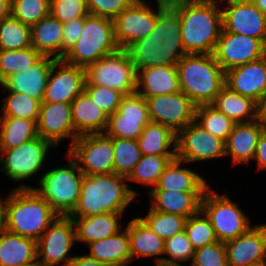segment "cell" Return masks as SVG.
Wrapping results in <instances>:
<instances>
[{
	"instance_id": "obj_1",
	"label": "cell",
	"mask_w": 266,
	"mask_h": 266,
	"mask_svg": "<svg viewBox=\"0 0 266 266\" xmlns=\"http://www.w3.org/2000/svg\"><path fill=\"white\" fill-rule=\"evenodd\" d=\"M135 70L154 66H176L186 55L179 11L169 2L159 13L154 29L126 49Z\"/></svg>"
},
{
	"instance_id": "obj_2",
	"label": "cell",
	"mask_w": 266,
	"mask_h": 266,
	"mask_svg": "<svg viewBox=\"0 0 266 266\" xmlns=\"http://www.w3.org/2000/svg\"><path fill=\"white\" fill-rule=\"evenodd\" d=\"M179 11L181 36L186 54H213L222 26L218 2L169 0Z\"/></svg>"
},
{
	"instance_id": "obj_3",
	"label": "cell",
	"mask_w": 266,
	"mask_h": 266,
	"mask_svg": "<svg viewBox=\"0 0 266 266\" xmlns=\"http://www.w3.org/2000/svg\"><path fill=\"white\" fill-rule=\"evenodd\" d=\"M127 177L115 173L84 175L80 197L68 216H92L106 212L123 213L138 195L126 184Z\"/></svg>"
},
{
	"instance_id": "obj_4",
	"label": "cell",
	"mask_w": 266,
	"mask_h": 266,
	"mask_svg": "<svg viewBox=\"0 0 266 266\" xmlns=\"http://www.w3.org/2000/svg\"><path fill=\"white\" fill-rule=\"evenodd\" d=\"M59 216L35 190L21 185L6 198V231L38 240Z\"/></svg>"
},
{
	"instance_id": "obj_5",
	"label": "cell",
	"mask_w": 266,
	"mask_h": 266,
	"mask_svg": "<svg viewBox=\"0 0 266 266\" xmlns=\"http://www.w3.org/2000/svg\"><path fill=\"white\" fill-rule=\"evenodd\" d=\"M176 68L181 92L196 106L212 104L225 86V71L213 54H186Z\"/></svg>"
},
{
	"instance_id": "obj_6",
	"label": "cell",
	"mask_w": 266,
	"mask_h": 266,
	"mask_svg": "<svg viewBox=\"0 0 266 266\" xmlns=\"http://www.w3.org/2000/svg\"><path fill=\"white\" fill-rule=\"evenodd\" d=\"M119 49L115 40L113 19L87 14L79 39L64 54L62 60L86 68Z\"/></svg>"
},
{
	"instance_id": "obj_7",
	"label": "cell",
	"mask_w": 266,
	"mask_h": 266,
	"mask_svg": "<svg viewBox=\"0 0 266 266\" xmlns=\"http://www.w3.org/2000/svg\"><path fill=\"white\" fill-rule=\"evenodd\" d=\"M67 167H56L43 173L34 190L45 199L59 216H68L80 197L84 174L76 162L67 154Z\"/></svg>"
},
{
	"instance_id": "obj_8",
	"label": "cell",
	"mask_w": 266,
	"mask_h": 266,
	"mask_svg": "<svg viewBox=\"0 0 266 266\" xmlns=\"http://www.w3.org/2000/svg\"><path fill=\"white\" fill-rule=\"evenodd\" d=\"M201 210L210 220L218 241L226 243L247 232L249 217L237 203L208 187L201 199Z\"/></svg>"
},
{
	"instance_id": "obj_9",
	"label": "cell",
	"mask_w": 266,
	"mask_h": 266,
	"mask_svg": "<svg viewBox=\"0 0 266 266\" xmlns=\"http://www.w3.org/2000/svg\"><path fill=\"white\" fill-rule=\"evenodd\" d=\"M85 85L116 89L124 95L136 92V76L132 59L124 49L104 56L85 68Z\"/></svg>"
},
{
	"instance_id": "obj_10",
	"label": "cell",
	"mask_w": 266,
	"mask_h": 266,
	"mask_svg": "<svg viewBox=\"0 0 266 266\" xmlns=\"http://www.w3.org/2000/svg\"><path fill=\"white\" fill-rule=\"evenodd\" d=\"M69 147L67 154L76 162L84 175L113 173L112 137L105 133L79 135Z\"/></svg>"
},
{
	"instance_id": "obj_11",
	"label": "cell",
	"mask_w": 266,
	"mask_h": 266,
	"mask_svg": "<svg viewBox=\"0 0 266 266\" xmlns=\"http://www.w3.org/2000/svg\"><path fill=\"white\" fill-rule=\"evenodd\" d=\"M156 1L157 11L143 0H134L113 19L115 40L120 49L125 50L154 29L158 13L169 3V0Z\"/></svg>"
},
{
	"instance_id": "obj_12",
	"label": "cell",
	"mask_w": 266,
	"mask_h": 266,
	"mask_svg": "<svg viewBox=\"0 0 266 266\" xmlns=\"http://www.w3.org/2000/svg\"><path fill=\"white\" fill-rule=\"evenodd\" d=\"M50 147L54 146L38 136L18 147L0 150V171L15 182L28 179L41 170Z\"/></svg>"
},
{
	"instance_id": "obj_13",
	"label": "cell",
	"mask_w": 266,
	"mask_h": 266,
	"mask_svg": "<svg viewBox=\"0 0 266 266\" xmlns=\"http://www.w3.org/2000/svg\"><path fill=\"white\" fill-rule=\"evenodd\" d=\"M76 241L74 223L69 216H57L37 240V260L44 266L62 262L67 266L74 256L69 252Z\"/></svg>"
},
{
	"instance_id": "obj_14",
	"label": "cell",
	"mask_w": 266,
	"mask_h": 266,
	"mask_svg": "<svg viewBox=\"0 0 266 266\" xmlns=\"http://www.w3.org/2000/svg\"><path fill=\"white\" fill-rule=\"evenodd\" d=\"M225 156V142L195 120L177 133L176 158L185 162L206 161Z\"/></svg>"
},
{
	"instance_id": "obj_15",
	"label": "cell",
	"mask_w": 266,
	"mask_h": 266,
	"mask_svg": "<svg viewBox=\"0 0 266 266\" xmlns=\"http://www.w3.org/2000/svg\"><path fill=\"white\" fill-rule=\"evenodd\" d=\"M150 121L146 99L134 92L124 95L118 110L108 116L104 133L112 138L138 139Z\"/></svg>"
},
{
	"instance_id": "obj_16",
	"label": "cell",
	"mask_w": 266,
	"mask_h": 266,
	"mask_svg": "<svg viewBox=\"0 0 266 266\" xmlns=\"http://www.w3.org/2000/svg\"><path fill=\"white\" fill-rule=\"evenodd\" d=\"M213 55L226 72L263 58L266 55V45L260 39L228 33L222 29Z\"/></svg>"
},
{
	"instance_id": "obj_17",
	"label": "cell",
	"mask_w": 266,
	"mask_h": 266,
	"mask_svg": "<svg viewBox=\"0 0 266 266\" xmlns=\"http://www.w3.org/2000/svg\"><path fill=\"white\" fill-rule=\"evenodd\" d=\"M222 26L228 33L260 39L266 45V15L251 0H225Z\"/></svg>"
},
{
	"instance_id": "obj_18",
	"label": "cell",
	"mask_w": 266,
	"mask_h": 266,
	"mask_svg": "<svg viewBox=\"0 0 266 266\" xmlns=\"http://www.w3.org/2000/svg\"><path fill=\"white\" fill-rule=\"evenodd\" d=\"M152 122L170 127L176 134L195 120L196 105L183 93L146 98Z\"/></svg>"
},
{
	"instance_id": "obj_19",
	"label": "cell",
	"mask_w": 266,
	"mask_h": 266,
	"mask_svg": "<svg viewBox=\"0 0 266 266\" xmlns=\"http://www.w3.org/2000/svg\"><path fill=\"white\" fill-rule=\"evenodd\" d=\"M58 67L60 68L55 72ZM85 83V68L68 64L62 59L55 60L48 76L42 102L70 104L84 91Z\"/></svg>"
},
{
	"instance_id": "obj_20",
	"label": "cell",
	"mask_w": 266,
	"mask_h": 266,
	"mask_svg": "<svg viewBox=\"0 0 266 266\" xmlns=\"http://www.w3.org/2000/svg\"><path fill=\"white\" fill-rule=\"evenodd\" d=\"M37 134L48 140L53 146H57L59 142L69 137L73 144L79 135L73 128L71 105L41 102Z\"/></svg>"
},
{
	"instance_id": "obj_21",
	"label": "cell",
	"mask_w": 266,
	"mask_h": 266,
	"mask_svg": "<svg viewBox=\"0 0 266 266\" xmlns=\"http://www.w3.org/2000/svg\"><path fill=\"white\" fill-rule=\"evenodd\" d=\"M225 244L229 266H250L266 261V224L252 226Z\"/></svg>"
},
{
	"instance_id": "obj_22",
	"label": "cell",
	"mask_w": 266,
	"mask_h": 266,
	"mask_svg": "<svg viewBox=\"0 0 266 266\" xmlns=\"http://www.w3.org/2000/svg\"><path fill=\"white\" fill-rule=\"evenodd\" d=\"M225 85L231 91L257 102L266 93V55L226 71Z\"/></svg>"
},
{
	"instance_id": "obj_23",
	"label": "cell",
	"mask_w": 266,
	"mask_h": 266,
	"mask_svg": "<svg viewBox=\"0 0 266 266\" xmlns=\"http://www.w3.org/2000/svg\"><path fill=\"white\" fill-rule=\"evenodd\" d=\"M55 60L54 58L43 56L30 68L8 76L1 83V86L7 91L25 94L42 102L48 76Z\"/></svg>"
},
{
	"instance_id": "obj_24",
	"label": "cell",
	"mask_w": 266,
	"mask_h": 266,
	"mask_svg": "<svg viewBox=\"0 0 266 266\" xmlns=\"http://www.w3.org/2000/svg\"><path fill=\"white\" fill-rule=\"evenodd\" d=\"M136 72V92L145 99L181 92L176 66H154Z\"/></svg>"
},
{
	"instance_id": "obj_25",
	"label": "cell",
	"mask_w": 266,
	"mask_h": 266,
	"mask_svg": "<svg viewBox=\"0 0 266 266\" xmlns=\"http://www.w3.org/2000/svg\"><path fill=\"white\" fill-rule=\"evenodd\" d=\"M264 129L257 120L234 124L225 141V156L232 157L233 165L247 164L254 159L258 140Z\"/></svg>"
},
{
	"instance_id": "obj_26",
	"label": "cell",
	"mask_w": 266,
	"mask_h": 266,
	"mask_svg": "<svg viewBox=\"0 0 266 266\" xmlns=\"http://www.w3.org/2000/svg\"><path fill=\"white\" fill-rule=\"evenodd\" d=\"M122 214L106 212L92 216H69L75 226L76 241L87 245L116 234L122 229L118 222Z\"/></svg>"
},
{
	"instance_id": "obj_27",
	"label": "cell",
	"mask_w": 266,
	"mask_h": 266,
	"mask_svg": "<svg viewBox=\"0 0 266 266\" xmlns=\"http://www.w3.org/2000/svg\"><path fill=\"white\" fill-rule=\"evenodd\" d=\"M148 193L152 198V210L181 215L186 218L196 214L201 209V199L204 195V192L164 190H149Z\"/></svg>"
},
{
	"instance_id": "obj_28",
	"label": "cell",
	"mask_w": 266,
	"mask_h": 266,
	"mask_svg": "<svg viewBox=\"0 0 266 266\" xmlns=\"http://www.w3.org/2000/svg\"><path fill=\"white\" fill-rule=\"evenodd\" d=\"M73 128L78 135L104 133L108 115L83 91L71 103Z\"/></svg>"
},
{
	"instance_id": "obj_29",
	"label": "cell",
	"mask_w": 266,
	"mask_h": 266,
	"mask_svg": "<svg viewBox=\"0 0 266 266\" xmlns=\"http://www.w3.org/2000/svg\"><path fill=\"white\" fill-rule=\"evenodd\" d=\"M31 45L42 56L62 59L63 23L51 14L31 27Z\"/></svg>"
},
{
	"instance_id": "obj_30",
	"label": "cell",
	"mask_w": 266,
	"mask_h": 266,
	"mask_svg": "<svg viewBox=\"0 0 266 266\" xmlns=\"http://www.w3.org/2000/svg\"><path fill=\"white\" fill-rule=\"evenodd\" d=\"M185 162L175 158L160 176L158 184L150 190L205 192L209 187L206 180L189 168H182Z\"/></svg>"
},
{
	"instance_id": "obj_31",
	"label": "cell",
	"mask_w": 266,
	"mask_h": 266,
	"mask_svg": "<svg viewBox=\"0 0 266 266\" xmlns=\"http://www.w3.org/2000/svg\"><path fill=\"white\" fill-rule=\"evenodd\" d=\"M128 232L131 258L135 256L155 258L156 266H159L164 254L165 241L153 232L139 217L130 220L126 226Z\"/></svg>"
},
{
	"instance_id": "obj_32",
	"label": "cell",
	"mask_w": 266,
	"mask_h": 266,
	"mask_svg": "<svg viewBox=\"0 0 266 266\" xmlns=\"http://www.w3.org/2000/svg\"><path fill=\"white\" fill-rule=\"evenodd\" d=\"M122 231L87 244L90 253L86 255L113 266H128L132 261L129 237L126 228Z\"/></svg>"
},
{
	"instance_id": "obj_33",
	"label": "cell",
	"mask_w": 266,
	"mask_h": 266,
	"mask_svg": "<svg viewBox=\"0 0 266 266\" xmlns=\"http://www.w3.org/2000/svg\"><path fill=\"white\" fill-rule=\"evenodd\" d=\"M36 260V240L8 231L0 233V266H26Z\"/></svg>"
},
{
	"instance_id": "obj_34",
	"label": "cell",
	"mask_w": 266,
	"mask_h": 266,
	"mask_svg": "<svg viewBox=\"0 0 266 266\" xmlns=\"http://www.w3.org/2000/svg\"><path fill=\"white\" fill-rule=\"evenodd\" d=\"M176 141L177 134L170 127L152 121L137 139L142 155L176 156Z\"/></svg>"
},
{
	"instance_id": "obj_35",
	"label": "cell",
	"mask_w": 266,
	"mask_h": 266,
	"mask_svg": "<svg viewBox=\"0 0 266 266\" xmlns=\"http://www.w3.org/2000/svg\"><path fill=\"white\" fill-rule=\"evenodd\" d=\"M211 105L234 123L256 120L257 102L231 91L226 85L220 90Z\"/></svg>"
},
{
	"instance_id": "obj_36",
	"label": "cell",
	"mask_w": 266,
	"mask_h": 266,
	"mask_svg": "<svg viewBox=\"0 0 266 266\" xmlns=\"http://www.w3.org/2000/svg\"><path fill=\"white\" fill-rule=\"evenodd\" d=\"M0 150H9L38 137L37 123L30 119L1 117Z\"/></svg>"
},
{
	"instance_id": "obj_37",
	"label": "cell",
	"mask_w": 266,
	"mask_h": 266,
	"mask_svg": "<svg viewBox=\"0 0 266 266\" xmlns=\"http://www.w3.org/2000/svg\"><path fill=\"white\" fill-rule=\"evenodd\" d=\"M175 158L176 156L142 155L127 177V181H136L155 187L166 167Z\"/></svg>"
},
{
	"instance_id": "obj_38",
	"label": "cell",
	"mask_w": 266,
	"mask_h": 266,
	"mask_svg": "<svg viewBox=\"0 0 266 266\" xmlns=\"http://www.w3.org/2000/svg\"><path fill=\"white\" fill-rule=\"evenodd\" d=\"M42 57L32 46L18 50H0V84L8 76L35 65Z\"/></svg>"
},
{
	"instance_id": "obj_39",
	"label": "cell",
	"mask_w": 266,
	"mask_h": 266,
	"mask_svg": "<svg viewBox=\"0 0 266 266\" xmlns=\"http://www.w3.org/2000/svg\"><path fill=\"white\" fill-rule=\"evenodd\" d=\"M31 46L30 26L11 14L0 20V50H18Z\"/></svg>"
},
{
	"instance_id": "obj_40",
	"label": "cell",
	"mask_w": 266,
	"mask_h": 266,
	"mask_svg": "<svg viewBox=\"0 0 266 266\" xmlns=\"http://www.w3.org/2000/svg\"><path fill=\"white\" fill-rule=\"evenodd\" d=\"M195 121L207 132L222 139L224 142L232 132L235 124L211 104L196 106Z\"/></svg>"
},
{
	"instance_id": "obj_41",
	"label": "cell",
	"mask_w": 266,
	"mask_h": 266,
	"mask_svg": "<svg viewBox=\"0 0 266 266\" xmlns=\"http://www.w3.org/2000/svg\"><path fill=\"white\" fill-rule=\"evenodd\" d=\"M113 150V173L128 177L142 157L137 139L113 138Z\"/></svg>"
},
{
	"instance_id": "obj_42",
	"label": "cell",
	"mask_w": 266,
	"mask_h": 266,
	"mask_svg": "<svg viewBox=\"0 0 266 266\" xmlns=\"http://www.w3.org/2000/svg\"><path fill=\"white\" fill-rule=\"evenodd\" d=\"M8 92L2 102L0 116L30 119L37 123L41 101L18 92Z\"/></svg>"
},
{
	"instance_id": "obj_43",
	"label": "cell",
	"mask_w": 266,
	"mask_h": 266,
	"mask_svg": "<svg viewBox=\"0 0 266 266\" xmlns=\"http://www.w3.org/2000/svg\"><path fill=\"white\" fill-rule=\"evenodd\" d=\"M164 241L180 233L185 228L186 217L149 209L145 217H139Z\"/></svg>"
},
{
	"instance_id": "obj_44",
	"label": "cell",
	"mask_w": 266,
	"mask_h": 266,
	"mask_svg": "<svg viewBox=\"0 0 266 266\" xmlns=\"http://www.w3.org/2000/svg\"><path fill=\"white\" fill-rule=\"evenodd\" d=\"M184 231L195 250L218 241L210 220L201 209L186 219Z\"/></svg>"
},
{
	"instance_id": "obj_45",
	"label": "cell",
	"mask_w": 266,
	"mask_h": 266,
	"mask_svg": "<svg viewBox=\"0 0 266 266\" xmlns=\"http://www.w3.org/2000/svg\"><path fill=\"white\" fill-rule=\"evenodd\" d=\"M10 14L31 27L50 14V0H11Z\"/></svg>"
},
{
	"instance_id": "obj_46",
	"label": "cell",
	"mask_w": 266,
	"mask_h": 266,
	"mask_svg": "<svg viewBox=\"0 0 266 266\" xmlns=\"http://www.w3.org/2000/svg\"><path fill=\"white\" fill-rule=\"evenodd\" d=\"M195 249L189 241L185 231L177 233L165 240L164 255H169L168 258H163L159 266H184L179 262L190 261L194 259ZM170 257V258H169Z\"/></svg>"
},
{
	"instance_id": "obj_47",
	"label": "cell",
	"mask_w": 266,
	"mask_h": 266,
	"mask_svg": "<svg viewBox=\"0 0 266 266\" xmlns=\"http://www.w3.org/2000/svg\"><path fill=\"white\" fill-rule=\"evenodd\" d=\"M84 91L88 94L92 102L96 103L108 116L118 110L124 94L120 91L108 87L85 85Z\"/></svg>"
},
{
	"instance_id": "obj_48",
	"label": "cell",
	"mask_w": 266,
	"mask_h": 266,
	"mask_svg": "<svg viewBox=\"0 0 266 266\" xmlns=\"http://www.w3.org/2000/svg\"><path fill=\"white\" fill-rule=\"evenodd\" d=\"M190 266H229L225 244L217 241L196 249Z\"/></svg>"
},
{
	"instance_id": "obj_49",
	"label": "cell",
	"mask_w": 266,
	"mask_h": 266,
	"mask_svg": "<svg viewBox=\"0 0 266 266\" xmlns=\"http://www.w3.org/2000/svg\"><path fill=\"white\" fill-rule=\"evenodd\" d=\"M50 14L65 23L89 13L86 0H50Z\"/></svg>"
},
{
	"instance_id": "obj_50",
	"label": "cell",
	"mask_w": 266,
	"mask_h": 266,
	"mask_svg": "<svg viewBox=\"0 0 266 266\" xmlns=\"http://www.w3.org/2000/svg\"><path fill=\"white\" fill-rule=\"evenodd\" d=\"M134 0H86L88 13L114 19Z\"/></svg>"
},
{
	"instance_id": "obj_51",
	"label": "cell",
	"mask_w": 266,
	"mask_h": 266,
	"mask_svg": "<svg viewBox=\"0 0 266 266\" xmlns=\"http://www.w3.org/2000/svg\"><path fill=\"white\" fill-rule=\"evenodd\" d=\"M84 28V17L73 19L63 23L62 34V58L64 54L73 46L79 39Z\"/></svg>"
},
{
	"instance_id": "obj_52",
	"label": "cell",
	"mask_w": 266,
	"mask_h": 266,
	"mask_svg": "<svg viewBox=\"0 0 266 266\" xmlns=\"http://www.w3.org/2000/svg\"><path fill=\"white\" fill-rule=\"evenodd\" d=\"M253 160L257 161L258 170H266V129L262 131L259 137Z\"/></svg>"
},
{
	"instance_id": "obj_53",
	"label": "cell",
	"mask_w": 266,
	"mask_h": 266,
	"mask_svg": "<svg viewBox=\"0 0 266 266\" xmlns=\"http://www.w3.org/2000/svg\"><path fill=\"white\" fill-rule=\"evenodd\" d=\"M67 266H113L111 264L100 262L90 258L87 255L74 256Z\"/></svg>"
},
{
	"instance_id": "obj_54",
	"label": "cell",
	"mask_w": 266,
	"mask_h": 266,
	"mask_svg": "<svg viewBox=\"0 0 266 266\" xmlns=\"http://www.w3.org/2000/svg\"><path fill=\"white\" fill-rule=\"evenodd\" d=\"M256 120L266 129V93L257 101Z\"/></svg>"
},
{
	"instance_id": "obj_55",
	"label": "cell",
	"mask_w": 266,
	"mask_h": 266,
	"mask_svg": "<svg viewBox=\"0 0 266 266\" xmlns=\"http://www.w3.org/2000/svg\"><path fill=\"white\" fill-rule=\"evenodd\" d=\"M6 231V200L0 196V233Z\"/></svg>"
},
{
	"instance_id": "obj_56",
	"label": "cell",
	"mask_w": 266,
	"mask_h": 266,
	"mask_svg": "<svg viewBox=\"0 0 266 266\" xmlns=\"http://www.w3.org/2000/svg\"><path fill=\"white\" fill-rule=\"evenodd\" d=\"M11 0H0V20L10 15Z\"/></svg>"
},
{
	"instance_id": "obj_57",
	"label": "cell",
	"mask_w": 266,
	"mask_h": 266,
	"mask_svg": "<svg viewBox=\"0 0 266 266\" xmlns=\"http://www.w3.org/2000/svg\"><path fill=\"white\" fill-rule=\"evenodd\" d=\"M266 15V0H251Z\"/></svg>"
},
{
	"instance_id": "obj_58",
	"label": "cell",
	"mask_w": 266,
	"mask_h": 266,
	"mask_svg": "<svg viewBox=\"0 0 266 266\" xmlns=\"http://www.w3.org/2000/svg\"><path fill=\"white\" fill-rule=\"evenodd\" d=\"M26 266H44L41 262H39L38 260L30 263V264H27Z\"/></svg>"
},
{
	"instance_id": "obj_59",
	"label": "cell",
	"mask_w": 266,
	"mask_h": 266,
	"mask_svg": "<svg viewBox=\"0 0 266 266\" xmlns=\"http://www.w3.org/2000/svg\"><path fill=\"white\" fill-rule=\"evenodd\" d=\"M250 266H266V261L255 263V264H251Z\"/></svg>"
},
{
	"instance_id": "obj_60",
	"label": "cell",
	"mask_w": 266,
	"mask_h": 266,
	"mask_svg": "<svg viewBox=\"0 0 266 266\" xmlns=\"http://www.w3.org/2000/svg\"><path fill=\"white\" fill-rule=\"evenodd\" d=\"M193 1H206V2H219L220 3V0H193ZM223 0H221L222 2ZM225 1V0H224Z\"/></svg>"
}]
</instances>
